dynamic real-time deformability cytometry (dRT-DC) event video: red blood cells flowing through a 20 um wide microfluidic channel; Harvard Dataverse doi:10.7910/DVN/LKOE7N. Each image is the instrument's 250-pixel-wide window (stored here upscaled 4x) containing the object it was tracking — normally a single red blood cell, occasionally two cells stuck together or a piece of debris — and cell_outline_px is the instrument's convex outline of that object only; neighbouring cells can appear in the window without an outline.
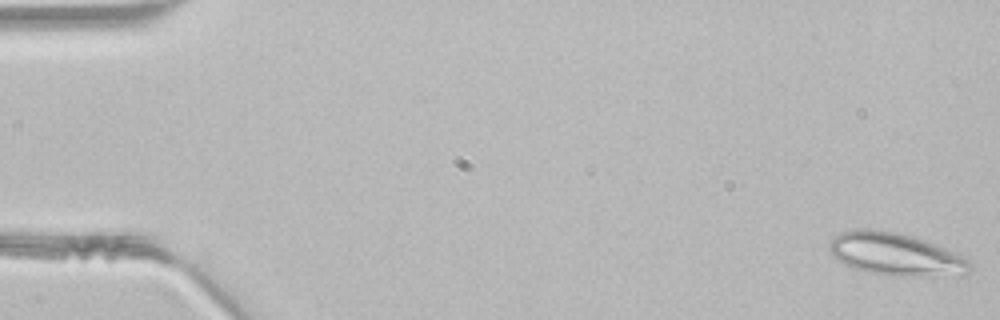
{"species": "common noctule bat (a hibernating species)", "species_latin": "Nyctalus noctula", "temperature_condition": "room temperature", "stored_images_in_passage": 12, "camera_frame_rate_fps": 3000, "um_per_image_px": 0.085, "animal": {"sex": "male", "body_mass_g": 21.5, "forearm_length_mm": 52.0}, "frame": {"image": 1, "passage_image": 1, "time_ms": 0.0, "image_size_px": [1000, 320], "cell_outline_px": [[972, 268], [968, 276], [892, 276], [868, 272], [844, 264], [832, 256], [828, 248], [828, 244], [840, 232], [856, 228], [872, 228], [896, 232], [912, 236], [936, 244], [956, 252], [972, 260]], "centroid_in_image_um": [76.2, 21.62], "position_along_channel_um": 8.8, "area_um2": 35.66}}